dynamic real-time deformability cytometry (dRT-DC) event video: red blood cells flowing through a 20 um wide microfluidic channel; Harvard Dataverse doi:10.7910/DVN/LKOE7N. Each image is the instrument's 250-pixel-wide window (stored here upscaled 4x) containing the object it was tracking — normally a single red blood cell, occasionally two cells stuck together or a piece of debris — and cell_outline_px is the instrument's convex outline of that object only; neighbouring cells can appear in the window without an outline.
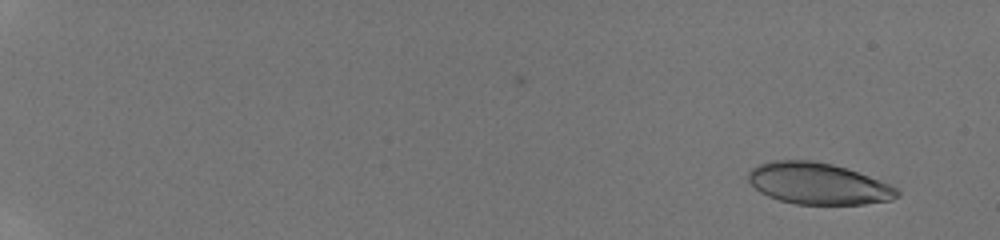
{"species": "human", "species_latin": "Homo sapiens", "temperature_condition": "room temperature", "stored_images_in_passage": 10, "camera_frame_rate_fps": 3000, "um_per_image_px": 0.085, "donor": {"sex": "male"}, "frame": {"image": 1, "passage_image": 1, "time_ms": 0.0, "image_size_px": [1000, 240], "cell_outline_px": [[900, 196], [892, 200], [864, 204], [796, 204], [780, 200], [768, 196], [760, 192], [748, 180], [748, 172], [756, 164], [772, 160], [812, 160], [832, 164], [848, 168], [880, 180], [900, 188]], "centroid_in_image_um": [69.57, 15.6], "position_along_channel_um": 15.4, "area_um2": 36.3}}
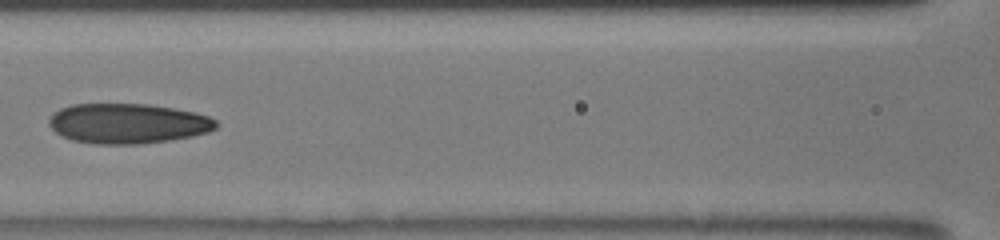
{"frame": {"image": 2, "passage_image": 9, "time_ms": 8.333, "image_size_px": [1000, 240], "cell_outline_px": [[220, 124], [216, 128], [208, 132], [192, 136], [168, 140], [140, 144], [96, 144], [72, 140], [56, 132], [48, 124], [48, 120], [52, 112], [60, 108], [72, 104], [148, 104], [196, 112], [208, 116], [216, 120]], "centroid_in_image_um": [10.86, 10.49], "position_along_channel_um": 155.7, "area_um2": 39.13}}
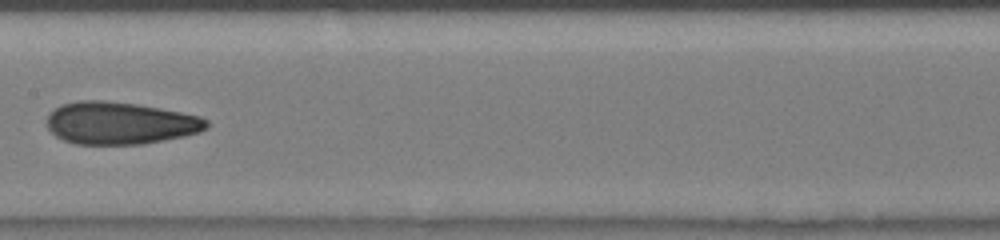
{"frame": {"image": 3, "passage_image": 10, "time_ms": 9.333, "image_size_px": [1000, 240], "cell_outline_px": [[208, 128], [200, 132], [184, 136], [144, 144], [76, 144], [64, 140], [56, 136], [48, 128], [48, 112], [60, 104], [80, 100], [104, 100], [136, 104], [160, 108], [200, 116], [208, 120]], "centroid_in_image_um": [10.2, 10.46], "position_along_channel_um": 197.2, "area_um2": 39.54}}